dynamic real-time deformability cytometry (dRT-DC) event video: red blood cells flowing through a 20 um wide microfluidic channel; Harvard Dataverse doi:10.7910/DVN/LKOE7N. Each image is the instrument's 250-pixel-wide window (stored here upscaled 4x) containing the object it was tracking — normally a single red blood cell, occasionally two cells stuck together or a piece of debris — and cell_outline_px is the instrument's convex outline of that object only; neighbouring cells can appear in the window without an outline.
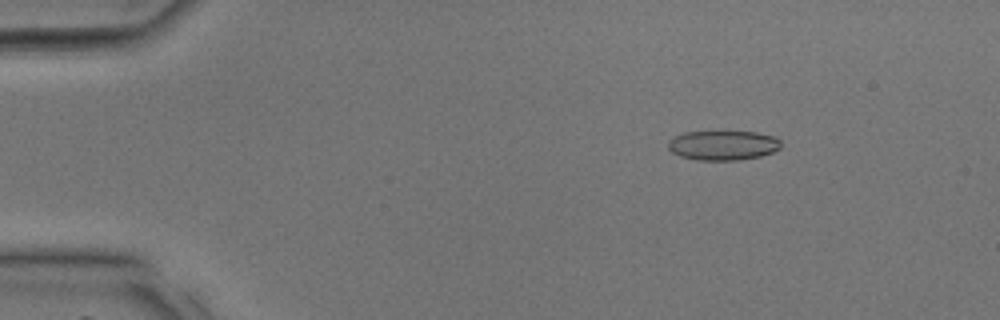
{"species": "common noctule bat (a hibernating species)", "species_latin": "Nyctalus noctula", "temperature_condition": "room temperature", "stored_images_in_passage": 38, "camera_frame_rate_fps": 3000, "um_per_image_px": 0.085, "animal": {"sex": "male", "body_mass_g": 17.9, "forearm_length_mm": 54.2}, "frame": {"image": 1, "passage_image": 6, "time_ms": 1.667, "image_size_px": [1000, 320], "cell_outline_px": [[780, 148], [772, 152], [760, 156], [740, 160], [696, 160], [680, 156], [672, 152], [668, 148], [668, 140], [684, 132], [756, 132], [776, 136], [780, 140]], "centroid_in_image_um": [61.46, 12.35], "position_along_channel_um": 23.5, "area_um2": 19.48}}
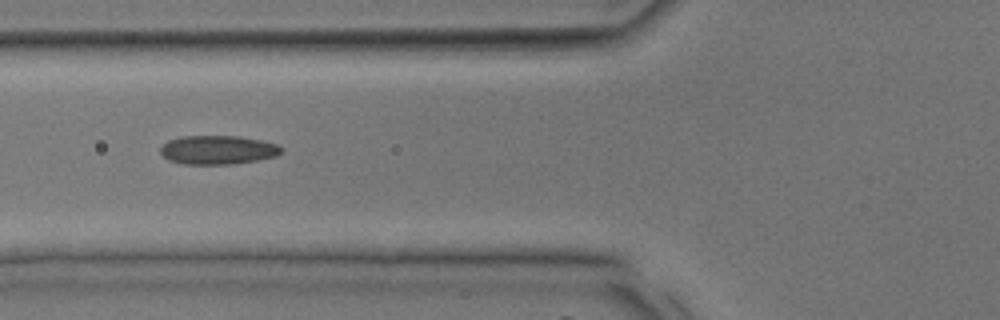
{"frame": {"image": 2, "passage_image": 15, "time_ms": 4.667, "image_size_px": [1000, 320], "cell_outline_px": [[284, 152], [276, 156], [256, 160], [232, 164], [180, 164], [168, 160], [160, 152], [160, 148], [168, 140], [180, 136], [240, 136], [260, 140], [276, 144], [284, 148]], "centroid_in_image_um": [18.51, 12.74], "position_along_channel_um": 107.3, "area_um2": 20.46}}
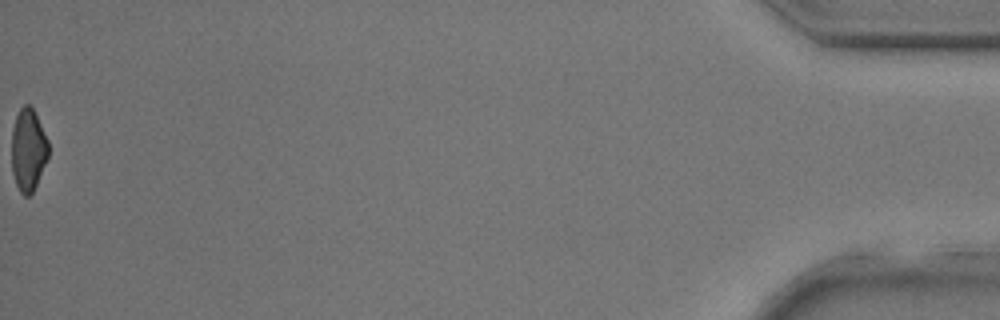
{"frame": {"image": 3, "passage_image": 38, "time_ms": 12.333, "image_size_px": [1000, 320], "cell_outline_px": [[48, 156], [36, 184], [32, 192], [28, 196], [24, 196], [20, 192], [16, 184], [12, 172], [12, 128], [16, 116], [20, 108], [24, 104], [28, 104], [32, 108], [48, 140]], "centroid_in_image_um": [2.38, 12.74], "position_along_channel_um": 432.8, "area_um2": 17.4}}